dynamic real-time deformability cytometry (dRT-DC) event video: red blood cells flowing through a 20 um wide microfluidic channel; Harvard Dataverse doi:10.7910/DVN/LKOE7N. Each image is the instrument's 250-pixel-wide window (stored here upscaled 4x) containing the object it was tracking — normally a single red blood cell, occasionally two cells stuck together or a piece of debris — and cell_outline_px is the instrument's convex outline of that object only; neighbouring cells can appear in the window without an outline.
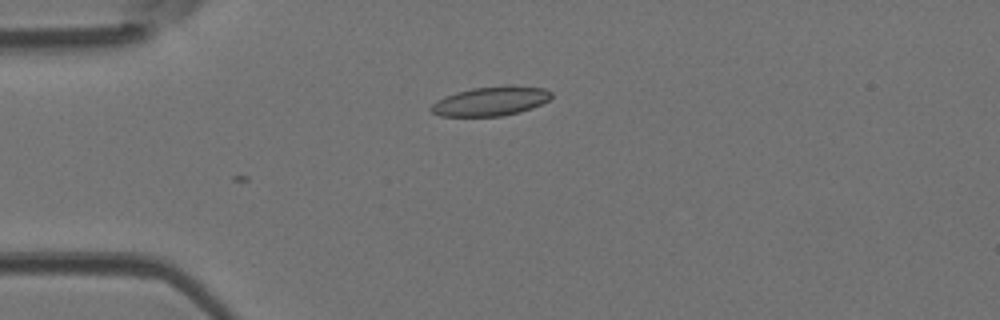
{"species": "Egyptian fruit bat (a non-hibernating species)", "species_latin": "Rousettus aegyptiacus", "temperature_condition": "room temperature", "stored_images_in_passage": 2, "camera_frame_rate_fps": 3000, "um_per_image_px": 0.085, "animal": {"sex": "female"}, "frame": {"image": 1, "passage_image": 2, "time_ms": 0.333, "image_size_px": [1000, 320], "cell_outline_px": [[552, 96], [548, 100], [532, 108], [520, 112], [500, 116], [440, 116], [432, 112], [428, 108], [436, 100], [444, 96], [456, 92], [472, 88], [512, 84], [544, 88], [552, 92]], "centroid_in_image_um": [41.7, 8.58], "position_along_channel_um": 43.3, "area_um2": 20.75}}